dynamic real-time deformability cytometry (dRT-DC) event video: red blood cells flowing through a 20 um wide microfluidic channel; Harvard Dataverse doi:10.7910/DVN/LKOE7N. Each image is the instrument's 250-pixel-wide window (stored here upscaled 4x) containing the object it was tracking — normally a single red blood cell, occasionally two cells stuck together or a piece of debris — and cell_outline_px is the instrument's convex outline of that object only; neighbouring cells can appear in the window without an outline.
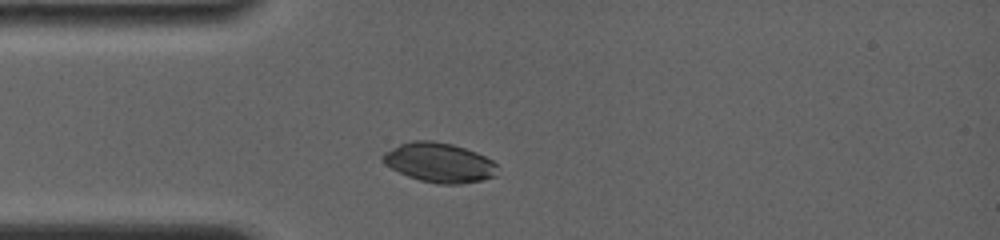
{"species": "common noctule bat (a hibernating species)", "species_latin": "Nyctalus noctula", "temperature_condition": "room temperature", "stored_images_in_passage": 4, "camera_frame_rate_fps": 4000, "um_per_image_px": 0.085, "animal": {"sex": "female", "body_mass_g": 19.0, "forearm_length_mm": 56.7}, "frame": {"image": 1, "passage_image": 1, "time_ms": 0.0, "image_size_px": [1000, 240], "cell_outline_px": [[496, 176], [480, 180], [460, 184], [440, 184], [420, 180], [408, 176], [392, 168], [380, 156], [384, 152], [400, 144], [412, 140], [432, 140], [452, 144], [476, 152], [492, 160], [496, 164]], "centroid_in_image_um": [37.34, 13.81], "position_along_channel_um": 47.7, "area_um2": 26.13}}
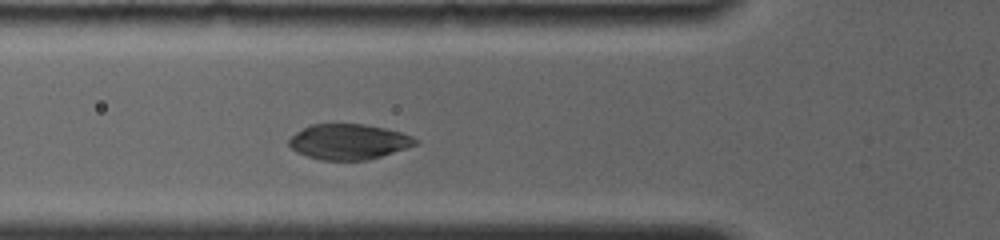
{"frame": {"image": 2, "passage_image": 4, "time_ms": 1.5, "image_size_px": [1000, 240], "cell_outline_px": [[420, 140], [416, 144], [368, 160], [320, 160], [296, 152], [288, 144], [288, 140], [296, 132], [312, 124], [364, 124], [384, 128], [400, 132], [412, 136]], "centroid_in_image_um": [29.61, 12.04], "position_along_channel_um": 96.2, "area_um2": 25.84}}